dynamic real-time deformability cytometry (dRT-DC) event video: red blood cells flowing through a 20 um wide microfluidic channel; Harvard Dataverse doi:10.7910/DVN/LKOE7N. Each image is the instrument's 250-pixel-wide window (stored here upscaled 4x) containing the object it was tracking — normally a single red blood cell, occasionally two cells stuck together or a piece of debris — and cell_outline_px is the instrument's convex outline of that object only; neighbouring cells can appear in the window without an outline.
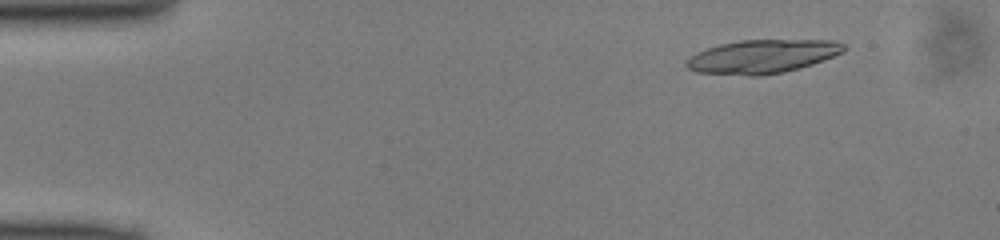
{"species": "common noctule bat (a hibernating species)", "species_latin": "Nyctalus noctula", "temperature_condition": "cold", "stored_images_in_passage": 12, "camera_frame_rate_fps": 3000, "um_per_image_px": 0.085, "animal": {"sex": "male", "body_mass_g": 13.0, "forearm_length_mm": 53.1}, "frame": {"image": 1, "passage_image": 1, "time_ms": 0.0, "image_size_px": [1000, 240], "cell_outline_px": [[844, 52], [824, 60], [800, 68], [784, 72], [760, 76], [748, 76], [696, 72], [688, 68], [684, 64], [684, 60], [696, 52], [720, 44], [740, 40], [836, 40], [844, 44]], "centroid_in_image_um": [64.78, 4.81], "position_along_channel_um": 20.2, "area_um2": 31.04}}